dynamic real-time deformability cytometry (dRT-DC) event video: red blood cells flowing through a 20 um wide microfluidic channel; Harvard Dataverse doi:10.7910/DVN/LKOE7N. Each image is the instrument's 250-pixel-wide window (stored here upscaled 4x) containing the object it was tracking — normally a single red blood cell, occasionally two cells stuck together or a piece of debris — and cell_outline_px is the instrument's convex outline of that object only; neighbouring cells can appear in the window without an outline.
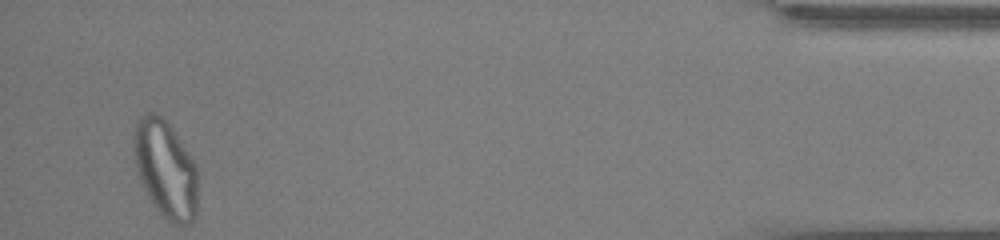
{"species": "common noctule bat (a hibernating species)", "species_latin": "Nyctalus noctula", "temperature_condition": "cold", "stored_images_in_passage": 45, "camera_frame_rate_fps": 3000, "um_per_image_px": 0.085, "animal": {"sex": "male", "body_mass_g": 13.0, "forearm_length_mm": 53.1}, "frame": {"image": 1, "passage_image": 45, "time_ms": 14.667, "image_size_px": [1000, 240], "cell_outline_px": [[196, 216], [188, 224], [168, 224], [156, 208], [148, 196], [144, 188], [136, 168], [132, 144], [136, 124], [140, 116], [148, 112], [156, 112], [172, 128], [196, 164]], "centroid_in_image_um": [14.05, 14.38], "position_along_channel_um": 421.1, "area_um2": 36.24}, "authors_computed_cell_mechanics": {"area_um2": 28.9578, "velocity_mm_per_s": 3.5845, "shape_relaxation_time_tau1_ms": null, "shape_relaxation_time_tau2_ms": 1.876, "deformation_change_tau1": null, "deformation_change_tau2": 0.0927}}